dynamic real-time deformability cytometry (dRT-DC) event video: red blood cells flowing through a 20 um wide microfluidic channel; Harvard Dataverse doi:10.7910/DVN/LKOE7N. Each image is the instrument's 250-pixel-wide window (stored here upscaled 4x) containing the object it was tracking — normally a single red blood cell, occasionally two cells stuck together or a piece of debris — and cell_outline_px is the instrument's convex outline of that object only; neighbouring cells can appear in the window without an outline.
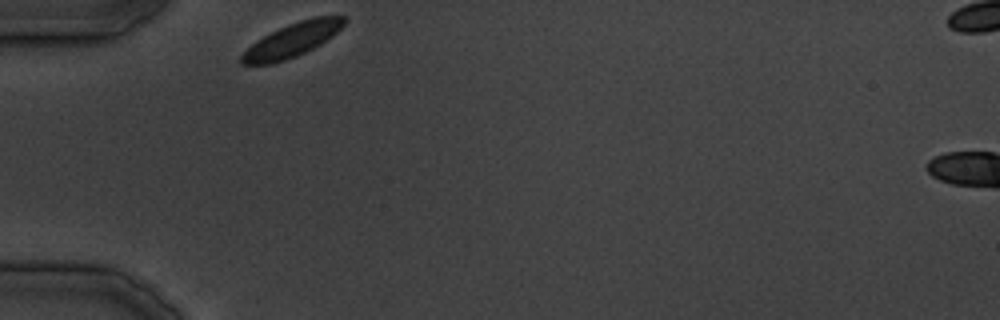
{"species": "common noctule bat (a hibernating species)", "species_latin": "Nyctalus noctula", "temperature_condition": "cold", "stored_images_in_passage": 22, "camera_frame_rate_fps": 3000, "um_per_image_px": 0.085, "animal": {"sex": "male", "body_mass_g": 19.5, "forearm_length_mm": 54.6}, "frame": {"image": 1, "passage_image": 1, "time_ms": 0.0, "image_size_px": [1000, 320], "cell_outline_px": [[348, 20], [332, 36], [320, 44], [296, 56], [272, 64], [240, 64], [240, 56], [256, 40], [288, 24], [312, 16], [344, 16]], "centroid_in_image_um": [24.84, 3.39], "position_along_channel_um": 60.2, "area_um2": 19.94}}
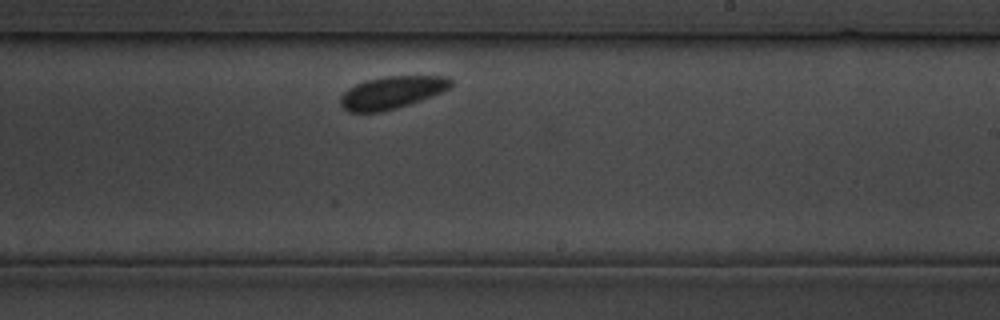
{"frame": {"image": 2, "passage_image": 13, "time_ms": 15.667, "image_size_px": [1000, 320], "cell_outline_px": [[452, 84], [448, 88], [432, 96], [396, 108], [380, 112], [348, 112], [340, 104], [340, 96], [348, 88], [356, 84], [368, 80], [384, 76], [448, 76], [452, 80]], "centroid_in_image_um": [33.28, 7.86], "position_along_channel_um": 255.7, "area_um2": 20.69}}